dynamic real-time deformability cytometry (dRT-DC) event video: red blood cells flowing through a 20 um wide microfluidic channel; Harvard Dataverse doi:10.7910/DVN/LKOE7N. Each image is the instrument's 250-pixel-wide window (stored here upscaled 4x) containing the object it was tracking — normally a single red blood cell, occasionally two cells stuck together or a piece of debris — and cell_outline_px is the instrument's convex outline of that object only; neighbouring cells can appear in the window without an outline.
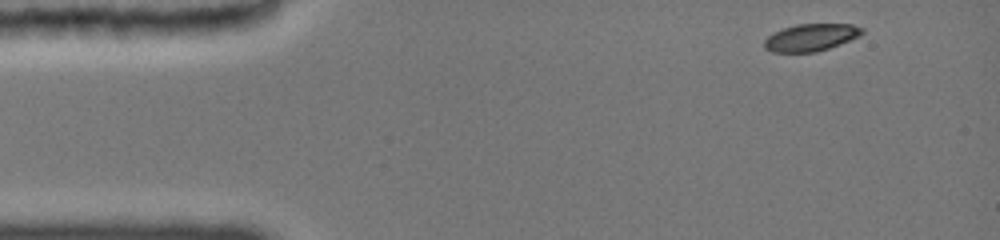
{"species": "common noctule bat (a hibernating species)", "species_latin": "Nyctalus noctula", "temperature_condition": "cold", "stored_images_in_passage": 64, "camera_frame_rate_fps": 3000, "um_per_image_px": 0.085, "animal": {"sex": "female", "body_mass_g": 19.0, "forearm_length_mm": 51.5}, "frame": {"image": 1, "passage_image": 1, "time_ms": 0.0, "image_size_px": [1000, 240], "cell_outline_px": [[864, 32], [860, 36], [828, 48], [816, 52], [772, 52], [764, 48], [764, 40], [768, 36], [784, 28], [796, 24], [852, 24], [864, 28]], "centroid_in_image_um": [68.94, 3.18], "position_along_channel_um": 16.1, "area_um2": 15.43}}
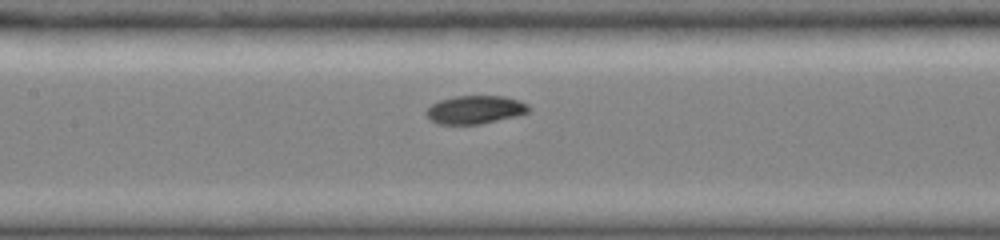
{"frame": {"image": 2, "passage_image": 30, "time_ms": 6.0, "image_size_px": [1000, 240], "cell_outline_px": [[528, 112], [480, 124], [440, 124], [432, 120], [428, 116], [428, 108], [432, 104], [440, 100], [452, 96], [504, 96], [520, 100], [528, 104]], "centroid_in_image_um": [40.39, 9.3], "position_along_channel_um": 167.0, "area_um2": 16.47}}
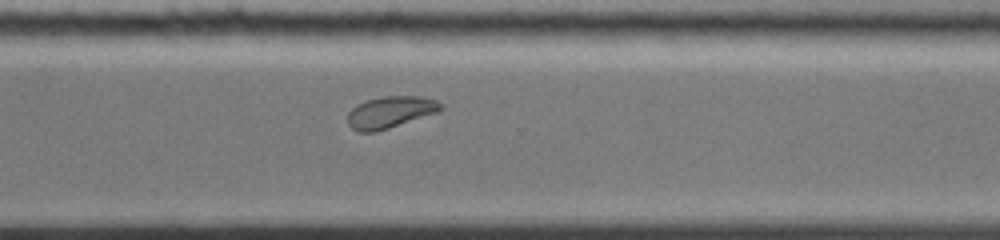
{"frame": {"image": 3, "passage_image": 60, "time_ms": 10.333, "image_size_px": [1000, 240], "cell_outline_px": [[444, 104], [436, 112], [376, 132], [360, 132], [352, 128], [348, 124], [348, 112], [356, 104], [368, 100], [384, 96], [420, 96], [436, 100]], "centroid_in_image_um": [33.14, 9.52], "position_along_channel_um": 337.5, "area_um2": 16.94}}